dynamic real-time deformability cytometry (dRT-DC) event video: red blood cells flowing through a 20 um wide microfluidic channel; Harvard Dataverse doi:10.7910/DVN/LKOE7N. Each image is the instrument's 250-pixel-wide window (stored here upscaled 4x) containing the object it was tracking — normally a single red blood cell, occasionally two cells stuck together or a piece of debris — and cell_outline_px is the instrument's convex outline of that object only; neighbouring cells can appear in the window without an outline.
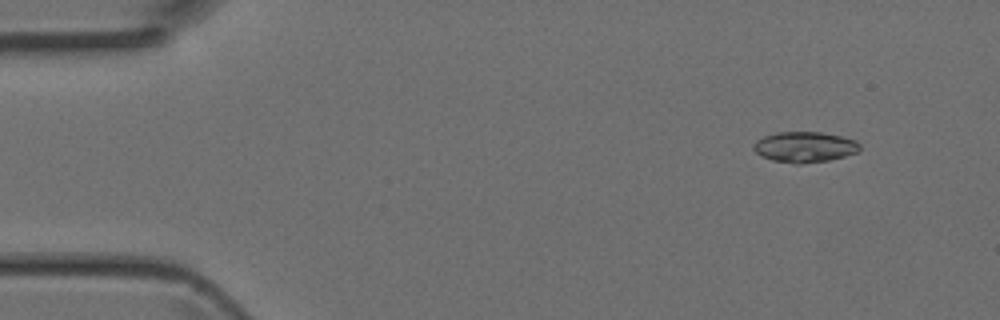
{"species": "Egyptian fruit bat (a non-hibernating species)", "species_latin": "Rousettus aegyptiacus", "temperature_condition": "room temperature", "stored_images_in_passage": 5, "camera_frame_rate_fps": 3000, "um_per_image_px": 0.085, "animal": {"sex": "female"}, "frame": {"image": 1, "passage_image": 2, "time_ms": 0.333, "image_size_px": [1000, 320], "cell_outline_px": [[860, 152], [828, 160], [796, 164], [772, 160], [760, 156], [752, 148], [752, 144], [756, 140], [764, 136], [776, 132], [820, 132], [840, 136], [856, 140], [860, 144]], "centroid_in_image_um": [68.37, 12.49], "position_along_channel_um": 16.6, "area_um2": 19.02}}
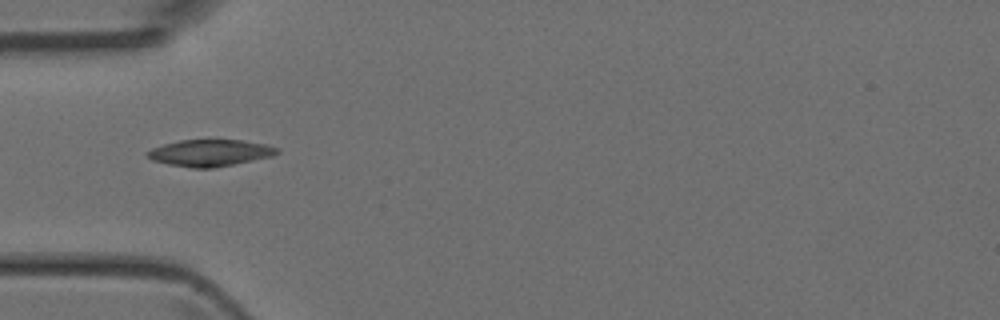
{"frame": {"image": 2, "passage_image": 5, "time_ms": 1.333, "image_size_px": [1000, 320], "cell_outline_px": [[280, 152], [272, 156], [212, 168], [192, 168], [168, 164], [152, 160], [144, 152], [152, 148], [164, 144], [180, 140], [240, 140], [268, 144], [280, 148]], "centroid_in_image_um": [17.86, 12.99], "position_along_channel_um": 67.1, "area_um2": 20.11}}